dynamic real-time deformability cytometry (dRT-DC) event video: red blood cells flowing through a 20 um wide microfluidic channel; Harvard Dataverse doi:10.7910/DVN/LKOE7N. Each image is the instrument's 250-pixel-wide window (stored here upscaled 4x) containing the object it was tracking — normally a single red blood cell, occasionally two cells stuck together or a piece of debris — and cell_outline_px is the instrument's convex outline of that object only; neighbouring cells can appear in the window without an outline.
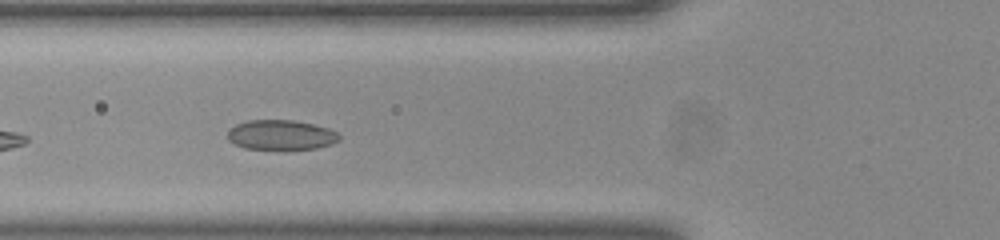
{"species": "common noctule bat (a hibernating species)", "species_latin": "Nyctalus noctula", "temperature_condition": "room temperature", "stored_images_in_passage": 19, "camera_frame_rate_fps": 3000, "um_per_image_px": 0.085, "animal": {"sex": "female", "body_mass_g": 23.0, "forearm_length_mm": 53.4}, "frame": {"image": 1, "passage_image": 6, "time_ms": 1.667, "image_size_px": [1000, 240], "cell_outline_px": [[340, 140], [332, 144], [316, 148], [244, 148], [228, 140], [228, 132], [236, 124], [248, 120], [292, 120], [312, 124], [328, 128], [336, 132], [340, 136]], "centroid_in_image_um": [23.9, 11.45], "position_along_channel_um": 101.9, "area_um2": 19.02}}
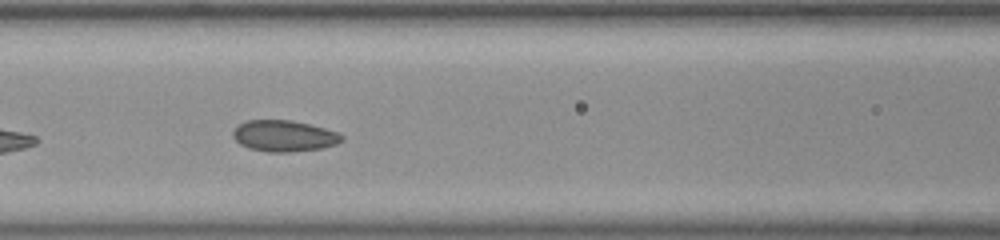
{"frame": {"image": 2, "passage_image": 9, "time_ms": 2.667, "image_size_px": [1000, 240], "cell_outline_px": [[344, 140], [336, 144], [320, 148], [288, 152], [268, 152], [248, 148], [240, 144], [232, 136], [232, 132], [240, 124], [248, 120], [292, 120], [340, 132], [344, 136]], "centroid_in_image_um": [24.16, 11.55], "position_along_channel_um": 142.4, "area_um2": 19.77}}